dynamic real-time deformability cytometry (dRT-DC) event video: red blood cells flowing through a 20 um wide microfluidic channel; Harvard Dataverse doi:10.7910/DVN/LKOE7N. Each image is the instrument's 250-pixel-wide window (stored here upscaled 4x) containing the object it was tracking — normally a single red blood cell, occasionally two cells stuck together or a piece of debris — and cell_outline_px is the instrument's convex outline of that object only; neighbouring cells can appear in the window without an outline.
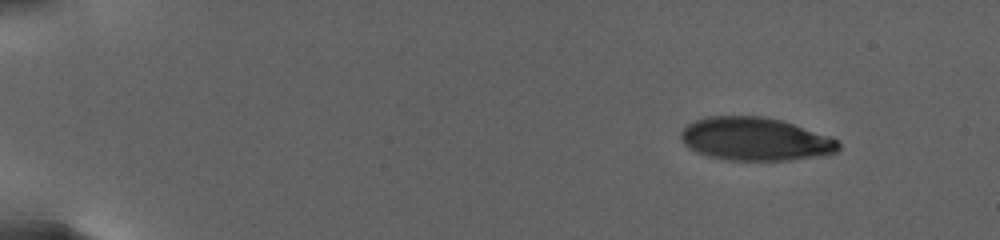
{"species": "human", "species_latin": "Homo sapiens", "temperature_condition": "warm", "stored_images_in_passage": 69, "camera_frame_rate_fps": 3000, "um_per_image_px": 0.085, "donor": {"sex": "female"}, "frame": {"image": 1, "passage_image": 1, "time_ms": 0.0, "image_size_px": [1000, 240], "cell_outline_px": [[840, 148], [836, 152], [816, 156], [788, 160], [728, 160], [708, 156], [696, 152], [688, 148], [680, 140], [680, 132], [688, 124], [696, 120], [712, 116], [760, 116], [780, 120], [828, 136], [836, 140], [840, 144]], "centroid_in_image_um": [64.13, 11.82], "position_along_channel_um": 20.9, "area_um2": 39.25}}
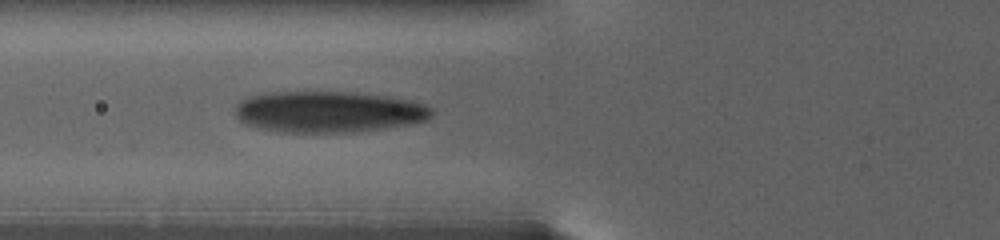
{"frame": {"image": 2, "passage_image": 48, "time_ms": 8.0, "image_size_px": [1000, 240], "cell_outline_px": [[432, 112], [424, 120], [408, 124], [360, 132], [276, 132], [256, 128], [244, 124], [236, 116], [236, 104], [240, 100], [252, 96], [268, 92], [344, 92], [380, 96], [404, 100], [420, 104], [428, 108]], "centroid_in_image_um": [27.78, 9.52], "position_along_channel_um": 98.0, "area_um2": 46.59}}
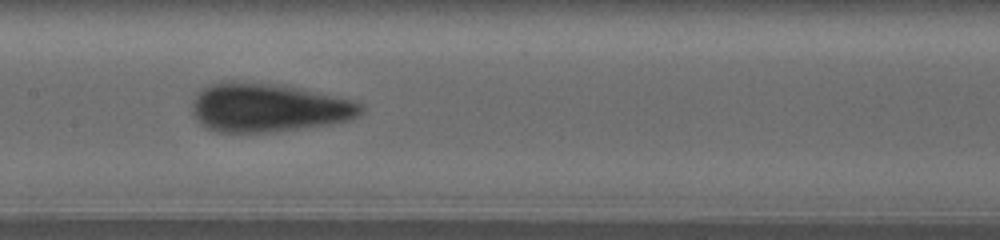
{"frame": {"image": 3, "passage_image": 68, "time_ms": 11.333, "image_size_px": [1000, 240], "cell_outline_px": [[364, 108], [352, 120], [332, 124], [272, 132], [216, 132], [200, 124], [196, 120], [196, 92], [212, 84], [224, 80], [236, 80], [268, 84], [292, 88], [348, 100], [360, 104]], "centroid_in_image_um": [22.76, 9.17], "position_along_channel_um": 184.6, "area_um2": 46.7}}